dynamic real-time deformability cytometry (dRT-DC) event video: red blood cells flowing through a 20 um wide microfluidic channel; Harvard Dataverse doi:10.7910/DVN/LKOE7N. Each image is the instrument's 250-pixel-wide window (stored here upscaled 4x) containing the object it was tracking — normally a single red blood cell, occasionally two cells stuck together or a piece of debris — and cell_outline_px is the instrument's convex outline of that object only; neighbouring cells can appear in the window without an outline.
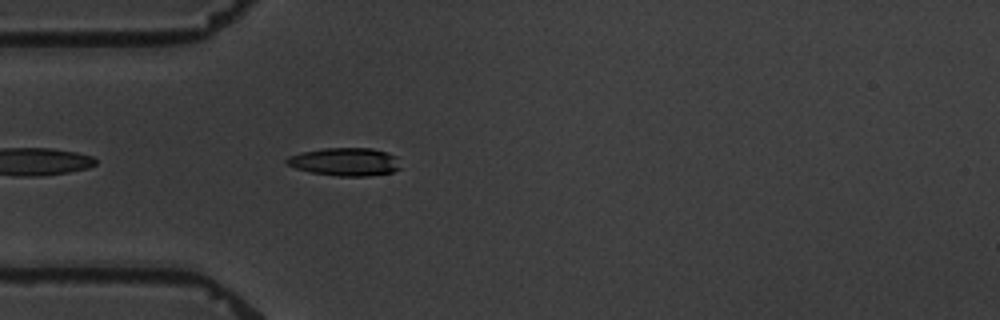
{"species": "common noctule bat (a hibernating species)", "species_latin": "Nyctalus noctula", "temperature_condition": "warm", "stored_images_in_passage": 4, "camera_frame_rate_fps": 3000, "um_per_image_px": 0.085, "animal": {"sex": "male", "body_mass_g": 19.5, "forearm_length_mm": 54.6}, "frame": {"image": 1, "passage_image": 4, "time_ms": 4.667, "image_size_px": [1000, 320], "cell_outline_px": [[400, 168], [392, 172], [368, 176], [340, 176], [312, 172], [296, 168], [288, 164], [284, 160], [288, 156], [300, 152], [324, 148], [372, 148], [388, 152], [396, 156]], "centroid_in_image_um": [29.33, 13.74], "position_along_channel_um": 55.7, "area_um2": 18.55}}